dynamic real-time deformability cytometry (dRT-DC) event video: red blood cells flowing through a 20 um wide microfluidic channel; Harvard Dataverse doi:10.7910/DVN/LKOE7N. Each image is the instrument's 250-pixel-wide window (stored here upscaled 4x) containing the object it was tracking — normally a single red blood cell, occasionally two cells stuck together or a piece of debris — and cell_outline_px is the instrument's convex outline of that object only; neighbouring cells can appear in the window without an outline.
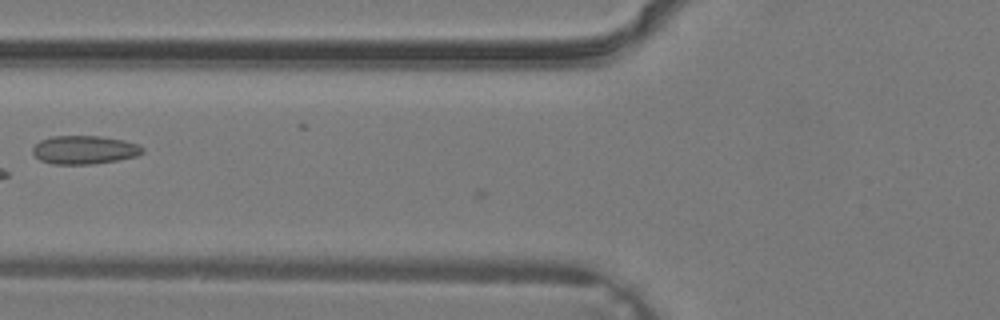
{"species": "common noctule bat (a hibernating species)", "species_latin": "Nyctalus noctula", "temperature_condition": "warm", "stored_images_in_passage": 17, "camera_frame_rate_fps": 3000, "um_per_image_px": 0.085, "animal": {"sex": "male", "body_mass_g": 19.2, "forearm_length_mm": 51.8}, "frame": {"image": 1, "passage_image": 2, "time_ms": 0.333, "image_size_px": [1000, 320], "cell_outline_px": [[144, 152], [136, 156], [116, 160], [92, 164], [52, 164], [40, 160], [32, 152], [32, 148], [40, 140], [52, 136], [100, 136], [124, 140], [136, 144], [144, 148]], "centroid_in_image_um": [7.16, 12.73], "position_along_channel_um": 118.6, "area_um2": 18.15}}